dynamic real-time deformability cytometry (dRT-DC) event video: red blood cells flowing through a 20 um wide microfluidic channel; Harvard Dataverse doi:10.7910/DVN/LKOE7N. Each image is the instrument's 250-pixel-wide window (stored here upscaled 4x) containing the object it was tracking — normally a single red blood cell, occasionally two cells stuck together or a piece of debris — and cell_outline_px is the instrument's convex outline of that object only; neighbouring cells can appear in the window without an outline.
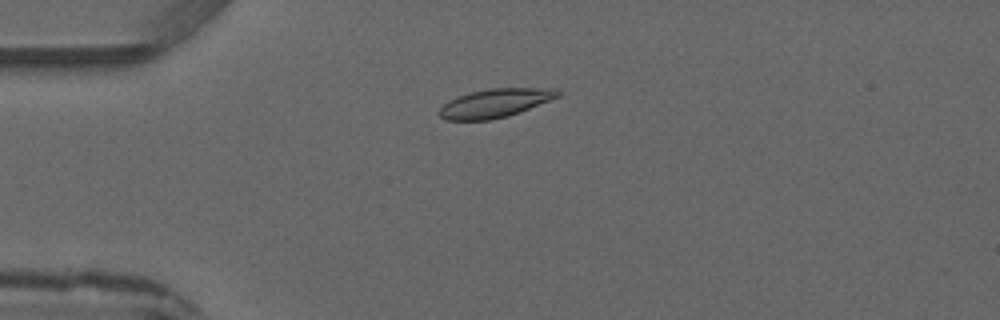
{"species": "common noctule bat (a hibernating species)", "species_latin": "Nyctalus noctula", "temperature_condition": "warm", "stored_images_in_passage": 3, "camera_frame_rate_fps": 3000, "um_per_image_px": 0.085, "animal": {"sex": "male", "forearm_length_mm": 52.5}, "frame": {"image": 1, "passage_image": 3, "time_ms": 2.333, "image_size_px": [1000, 320], "cell_outline_px": [[560, 96], [520, 112], [508, 116], [492, 120], [444, 120], [440, 116], [440, 108], [448, 100], [456, 96], [488, 88], [556, 88], [560, 92]], "centroid_in_image_um": [42.08, 8.76], "position_along_channel_um": 42.9, "area_um2": 19.83}}